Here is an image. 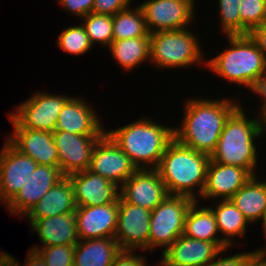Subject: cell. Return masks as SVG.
I'll list each match as a JSON object with an SVG mask.
<instances>
[{
  "instance_id": "1",
  "label": "cell",
  "mask_w": 266,
  "mask_h": 266,
  "mask_svg": "<svg viewBox=\"0 0 266 266\" xmlns=\"http://www.w3.org/2000/svg\"><path fill=\"white\" fill-rule=\"evenodd\" d=\"M186 99L181 125L174 127V138L182 145L209 156L215 151L226 119L241 101L230 99Z\"/></svg>"
},
{
  "instance_id": "2",
  "label": "cell",
  "mask_w": 266,
  "mask_h": 266,
  "mask_svg": "<svg viewBox=\"0 0 266 266\" xmlns=\"http://www.w3.org/2000/svg\"><path fill=\"white\" fill-rule=\"evenodd\" d=\"M137 169H156L174 139V127L140 117L133 123L105 131Z\"/></svg>"
},
{
  "instance_id": "3",
  "label": "cell",
  "mask_w": 266,
  "mask_h": 266,
  "mask_svg": "<svg viewBox=\"0 0 266 266\" xmlns=\"http://www.w3.org/2000/svg\"><path fill=\"white\" fill-rule=\"evenodd\" d=\"M210 156L180 144L175 138L166 147L156 168L169 195H183L199 201Z\"/></svg>"
},
{
  "instance_id": "4",
  "label": "cell",
  "mask_w": 266,
  "mask_h": 266,
  "mask_svg": "<svg viewBox=\"0 0 266 266\" xmlns=\"http://www.w3.org/2000/svg\"><path fill=\"white\" fill-rule=\"evenodd\" d=\"M246 113L240 104L226 119L210 159L217 163L242 167L254 176L257 175L259 159L255 144L261 139L260 118L248 117Z\"/></svg>"
},
{
  "instance_id": "5",
  "label": "cell",
  "mask_w": 266,
  "mask_h": 266,
  "mask_svg": "<svg viewBox=\"0 0 266 266\" xmlns=\"http://www.w3.org/2000/svg\"><path fill=\"white\" fill-rule=\"evenodd\" d=\"M228 46L207 60L206 68L230 84L251 89L266 72V58L249 35L225 36Z\"/></svg>"
},
{
  "instance_id": "6",
  "label": "cell",
  "mask_w": 266,
  "mask_h": 266,
  "mask_svg": "<svg viewBox=\"0 0 266 266\" xmlns=\"http://www.w3.org/2000/svg\"><path fill=\"white\" fill-rule=\"evenodd\" d=\"M200 46L197 34L188 28L150 33V62L158 69L206 65Z\"/></svg>"
},
{
  "instance_id": "7",
  "label": "cell",
  "mask_w": 266,
  "mask_h": 266,
  "mask_svg": "<svg viewBox=\"0 0 266 266\" xmlns=\"http://www.w3.org/2000/svg\"><path fill=\"white\" fill-rule=\"evenodd\" d=\"M194 200L183 195H168L151 211L149 252L160 248L164 252L183 235L185 218Z\"/></svg>"
},
{
  "instance_id": "8",
  "label": "cell",
  "mask_w": 266,
  "mask_h": 266,
  "mask_svg": "<svg viewBox=\"0 0 266 266\" xmlns=\"http://www.w3.org/2000/svg\"><path fill=\"white\" fill-rule=\"evenodd\" d=\"M72 96L33 92L31 97L17 105L16 112L8 113L14 128H27L53 133L59 113Z\"/></svg>"
},
{
  "instance_id": "9",
  "label": "cell",
  "mask_w": 266,
  "mask_h": 266,
  "mask_svg": "<svg viewBox=\"0 0 266 266\" xmlns=\"http://www.w3.org/2000/svg\"><path fill=\"white\" fill-rule=\"evenodd\" d=\"M195 3V0H146L139 6L149 32L154 33L188 28L196 19Z\"/></svg>"
},
{
  "instance_id": "10",
  "label": "cell",
  "mask_w": 266,
  "mask_h": 266,
  "mask_svg": "<svg viewBox=\"0 0 266 266\" xmlns=\"http://www.w3.org/2000/svg\"><path fill=\"white\" fill-rule=\"evenodd\" d=\"M151 211L119 197L115 239L122 250L149 251Z\"/></svg>"
},
{
  "instance_id": "11",
  "label": "cell",
  "mask_w": 266,
  "mask_h": 266,
  "mask_svg": "<svg viewBox=\"0 0 266 266\" xmlns=\"http://www.w3.org/2000/svg\"><path fill=\"white\" fill-rule=\"evenodd\" d=\"M88 170L121 187L137 168L115 141L105 133L93 149Z\"/></svg>"
},
{
  "instance_id": "12",
  "label": "cell",
  "mask_w": 266,
  "mask_h": 266,
  "mask_svg": "<svg viewBox=\"0 0 266 266\" xmlns=\"http://www.w3.org/2000/svg\"><path fill=\"white\" fill-rule=\"evenodd\" d=\"M0 151V203L7 205L28 181L37 163L7 140Z\"/></svg>"
},
{
  "instance_id": "13",
  "label": "cell",
  "mask_w": 266,
  "mask_h": 266,
  "mask_svg": "<svg viewBox=\"0 0 266 266\" xmlns=\"http://www.w3.org/2000/svg\"><path fill=\"white\" fill-rule=\"evenodd\" d=\"M59 168L64 176L89 169L93 149L103 135H80L55 130Z\"/></svg>"
},
{
  "instance_id": "14",
  "label": "cell",
  "mask_w": 266,
  "mask_h": 266,
  "mask_svg": "<svg viewBox=\"0 0 266 266\" xmlns=\"http://www.w3.org/2000/svg\"><path fill=\"white\" fill-rule=\"evenodd\" d=\"M165 184L156 169H137L120 187L127 203L152 211L167 196Z\"/></svg>"
},
{
  "instance_id": "15",
  "label": "cell",
  "mask_w": 266,
  "mask_h": 266,
  "mask_svg": "<svg viewBox=\"0 0 266 266\" xmlns=\"http://www.w3.org/2000/svg\"><path fill=\"white\" fill-rule=\"evenodd\" d=\"M63 177L59 167L37 165L28 181L4 208L11 215L22 218Z\"/></svg>"
},
{
  "instance_id": "16",
  "label": "cell",
  "mask_w": 266,
  "mask_h": 266,
  "mask_svg": "<svg viewBox=\"0 0 266 266\" xmlns=\"http://www.w3.org/2000/svg\"><path fill=\"white\" fill-rule=\"evenodd\" d=\"M222 250L214 243L180 235L164 252V266H208Z\"/></svg>"
},
{
  "instance_id": "17",
  "label": "cell",
  "mask_w": 266,
  "mask_h": 266,
  "mask_svg": "<svg viewBox=\"0 0 266 266\" xmlns=\"http://www.w3.org/2000/svg\"><path fill=\"white\" fill-rule=\"evenodd\" d=\"M119 200L99 206H77L79 240L114 237L117 227Z\"/></svg>"
},
{
  "instance_id": "18",
  "label": "cell",
  "mask_w": 266,
  "mask_h": 266,
  "mask_svg": "<svg viewBox=\"0 0 266 266\" xmlns=\"http://www.w3.org/2000/svg\"><path fill=\"white\" fill-rule=\"evenodd\" d=\"M253 175L242 167L217 163L210 160L206 183L200 199H230Z\"/></svg>"
},
{
  "instance_id": "19",
  "label": "cell",
  "mask_w": 266,
  "mask_h": 266,
  "mask_svg": "<svg viewBox=\"0 0 266 266\" xmlns=\"http://www.w3.org/2000/svg\"><path fill=\"white\" fill-rule=\"evenodd\" d=\"M6 140L38 165L59 167L58 152L51 132L14 128Z\"/></svg>"
},
{
  "instance_id": "20",
  "label": "cell",
  "mask_w": 266,
  "mask_h": 266,
  "mask_svg": "<svg viewBox=\"0 0 266 266\" xmlns=\"http://www.w3.org/2000/svg\"><path fill=\"white\" fill-rule=\"evenodd\" d=\"M84 99L72 96L64 104L59 113L55 130L80 135H104L106 133V129L100 121L101 117L95 112L96 109Z\"/></svg>"
},
{
  "instance_id": "21",
  "label": "cell",
  "mask_w": 266,
  "mask_h": 266,
  "mask_svg": "<svg viewBox=\"0 0 266 266\" xmlns=\"http://www.w3.org/2000/svg\"><path fill=\"white\" fill-rule=\"evenodd\" d=\"M77 206H99L119 200L120 187L88 169L68 175Z\"/></svg>"
},
{
  "instance_id": "22",
  "label": "cell",
  "mask_w": 266,
  "mask_h": 266,
  "mask_svg": "<svg viewBox=\"0 0 266 266\" xmlns=\"http://www.w3.org/2000/svg\"><path fill=\"white\" fill-rule=\"evenodd\" d=\"M28 221L31 232L37 233L41 243L34 244L31 247L33 250L56 245H76L79 242L75 212Z\"/></svg>"
},
{
  "instance_id": "23",
  "label": "cell",
  "mask_w": 266,
  "mask_h": 266,
  "mask_svg": "<svg viewBox=\"0 0 266 266\" xmlns=\"http://www.w3.org/2000/svg\"><path fill=\"white\" fill-rule=\"evenodd\" d=\"M74 188L68 176H64L23 216L37 220L75 212Z\"/></svg>"
},
{
  "instance_id": "24",
  "label": "cell",
  "mask_w": 266,
  "mask_h": 266,
  "mask_svg": "<svg viewBox=\"0 0 266 266\" xmlns=\"http://www.w3.org/2000/svg\"><path fill=\"white\" fill-rule=\"evenodd\" d=\"M121 251L115 237L79 240L73 266H112Z\"/></svg>"
},
{
  "instance_id": "25",
  "label": "cell",
  "mask_w": 266,
  "mask_h": 266,
  "mask_svg": "<svg viewBox=\"0 0 266 266\" xmlns=\"http://www.w3.org/2000/svg\"><path fill=\"white\" fill-rule=\"evenodd\" d=\"M198 201H194L189 207L185 218L183 235L196 240L214 242L221 250L229 247L221 240L216 218L208 205L200 206Z\"/></svg>"
},
{
  "instance_id": "26",
  "label": "cell",
  "mask_w": 266,
  "mask_h": 266,
  "mask_svg": "<svg viewBox=\"0 0 266 266\" xmlns=\"http://www.w3.org/2000/svg\"><path fill=\"white\" fill-rule=\"evenodd\" d=\"M252 176L231 198L250 224L258 223L266 212V180Z\"/></svg>"
},
{
  "instance_id": "27",
  "label": "cell",
  "mask_w": 266,
  "mask_h": 266,
  "mask_svg": "<svg viewBox=\"0 0 266 266\" xmlns=\"http://www.w3.org/2000/svg\"><path fill=\"white\" fill-rule=\"evenodd\" d=\"M208 207L214 213L219 234H223L221 240L229 248L234 247L235 237L244 238L250 223L230 199L215 200Z\"/></svg>"
},
{
  "instance_id": "28",
  "label": "cell",
  "mask_w": 266,
  "mask_h": 266,
  "mask_svg": "<svg viewBox=\"0 0 266 266\" xmlns=\"http://www.w3.org/2000/svg\"><path fill=\"white\" fill-rule=\"evenodd\" d=\"M108 49L114 61L124 71H132L134 68L136 69L150 61V37L113 40Z\"/></svg>"
},
{
  "instance_id": "29",
  "label": "cell",
  "mask_w": 266,
  "mask_h": 266,
  "mask_svg": "<svg viewBox=\"0 0 266 266\" xmlns=\"http://www.w3.org/2000/svg\"><path fill=\"white\" fill-rule=\"evenodd\" d=\"M131 7L112 16L113 40L150 37L141 7L139 5Z\"/></svg>"
},
{
  "instance_id": "30",
  "label": "cell",
  "mask_w": 266,
  "mask_h": 266,
  "mask_svg": "<svg viewBox=\"0 0 266 266\" xmlns=\"http://www.w3.org/2000/svg\"><path fill=\"white\" fill-rule=\"evenodd\" d=\"M81 20L93 47L96 44L105 48L111 45L113 42L111 15L90 13Z\"/></svg>"
},
{
  "instance_id": "31",
  "label": "cell",
  "mask_w": 266,
  "mask_h": 266,
  "mask_svg": "<svg viewBox=\"0 0 266 266\" xmlns=\"http://www.w3.org/2000/svg\"><path fill=\"white\" fill-rule=\"evenodd\" d=\"M56 43L58 48L66 54L76 56H81L93 49L85 27L81 23L63 29L62 33L58 35Z\"/></svg>"
},
{
  "instance_id": "32",
  "label": "cell",
  "mask_w": 266,
  "mask_h": 266,
  "mask_svg": "<svg viewBox=\"0 0 266 266\" xmlns=\"http://www.w3.org/2000/svg\"><path fill=\"white\" fill-rule=\"evenodd\" d=\"M241 0H218L220 29L222 35L233 36L242 35V22L239 13V3Z\"/></svg>"
},
{
  "instance_id": "33",
  "label": "cell",
  "mask_w": 266,
  "mask_h": 266,
  "mask_svg": "<svg viewBox=\"0 0 266 266\" xmlns=\"http://www.w3.org/2000/svg\"><path fill=\"white\" fill-rule=\"evenodd\" d=\"M239 13L242 22V35L259 26L266 13V0H241Z\"/></svg>"
},
{
  "instance_id": "34",
  "label": "cell",
  "mask_w": 266,
  "mask_h": 266,
  "mask_svg": "<svg viewBox=\"0 0 266 266\" xmlns=\"http://www.w3.org/2000/svg\"><path fill=\"white\" fill-rule=\"evenodd\" d=\"M75 245H56L37 248L46 266H73Z\"/></svg>"
},
{
  "instance_id": "35",
  "label": "cell",
  "mask_w": 266,
  "mask_h": 266,
  "mask_svg": "<svg viewBox=\"0 0 266 266\" xmlns=\"http://www.w3.org/2000/svg\"><path fill=\"white\" fill-rule=\"evenodd\" d=\"M133 0H95L92 13L111 15L131 6Z\"/></svg>"
},
{
  "instance_id": "36",
  "label": "cell",
  "mask_w": 266,
  "mask_h": 266,
  "mask_svg": "<svg viewBox=\"0 0 266 266\" xmlns=\"http://www.w3.org/2000/svg\"><path fill=\"white\" fill-rule=\"evenodd\" d=\"M26 260L23 263L24 265H20L17 262V258L13 257L7 252H0V266H46L45 261L42 256L33 249H29Z\"/></svg>"
},
{
  "instance_id": "37",
  "label": "cell",
  "mask_w": 266,
  "mask_h": 266,
  "mask_svg": "<svg viewBox=\"0 0 266 266\" xmlns=\"http://www.w3.org/2000/svg\"><path fill=\"white\" fill-rule=\"evenodd\" d=\"M66 12L73 14L77 18H83L92 13L95 0H57Z\"/></svg>"
},
{
  "instance_id": "38",
  "label": "cell",
  "mask_w": 266,
  "mask_h": 266,
  "mask_svg": "<svg viewBox=\"0 0 266 266\" xmlns=\"http://www.w3.org/2000/svg\"><path fill=\"white\" fill-rule=\"evenodd\" d=\"M146 257L141 254L137 255L134 250H122L112 266H149Z\"/></svg>"
},
{
  "instance_id": "39",
  "label": "cell",
  "mask_w": 266,
  "mask_h": 266,
  "mask_svg": "<svg viewBox=\"0 0 266 266\" xmlns=\"http://www.w3.org/2000/svg\"><path fill=\"white\" fill-rule=\"evenodd\" d=\"M229 249L222 250L208 266H243L244 262L253 254V251H247L224 257L222 253Z\"/></svg>"
},
{
  "instance_id": "40",
  "label": "cell",
  "mask_w": 266,
  "mask_h": 266,
  "mask_svg": "<svg viewBox=\"0 0 266 266\" xmlns=\"http://www.w3.org/2000/svg\"><path fill=\"white\" fill-rule=\"evenodd\" d=\"M251 92L256 93V96H261V106L258 110V117L260 118L266 112V72L260 76Z\"/></svg>"
},
{
  "instance_id": "41",
  "label": "cell",
  "mask_w": 266,
  "mask_h": 266,
  "mask_svg": "<svg viewBox=\"0 0 266 266\" xmlns=\"http://www.w3.org/2000/svg\"><path fill=\"white\" fill-rule=\"evenodd\" d=\"M248 35L256 43L258 49L266 58V29H262L260 26H257L253 28Z\"/></svg>"
},
{
  "instance_id": "42",
  "label": "cell",
  "mask_w": 266,
  "mask_h": 266,
  "mask_svg": "<svg viewBox=\"0 0 266 266\" xmlns=\"http://www.w3.org/2000/svg\"><path fill=\"white\" fill-rule=\"evenodd\" d=\"M243 266H266V256L253 253Z\"/></svg>"
},
{
  "instance_id": "43",
  "label": "cell",
  "mask_w": 266,
  "mask_h": 266,
  "mask_svg": "<svg viewBox=\"0 0 266 266\" xmlns=\"http://www.w3.org/2000/svg\"><path fill=\"white\" fill-rule=\"evenodd\" d=\"M260 223H262V225H263V231L262 232H264L263 237H264V240H266V212L263 215L262 219L260 220ZM253 253L266 256V245L263 248L260 247L256 250H254Z\"/></svg>"
},
{
  "instance_id": "44",
  "label": "cell",
  "mask_w": 266,
  "mask_h": 266,
  "mask_svg": "<svg viewBox=\"0 0 266 266\" xmlns=\"http://www.w3.org/2000/svg\"><path fill=\"white\" fill-rule=\"evenodd\" d=\"M260 132L262 137L266 135V112L260 117Z\"/></svg>"
},
{
  "instance_id": "45",
  "label": "cell",
  "mask_w": 266,
  "mask_h": 266,
  "mask_svg": "<svg viewBox=\"0 0 266 266\" xmlns=\"http://www.w3.org/2000/svg\"><path fill=\"white\" fill-rule=\"evenodd\" d=\"M262 29H266V13L263 15L262 21L259 25Z\"/></svg>"
},
{
  "instance_id": "46",
  "label": "cell",
  "mask_w": 266,
  "mask_h": 266,
  "mask_svg": "<svg viewBox=\"0 0 266 266\" xmlns=\"http://www.w3.org/2000/svg\"><path fill=\"white\" fill-rule=\"evenodd\" d=\"M157 266H164V265H162L160 262H158Z\"/></svg>"
}]
</instances>
